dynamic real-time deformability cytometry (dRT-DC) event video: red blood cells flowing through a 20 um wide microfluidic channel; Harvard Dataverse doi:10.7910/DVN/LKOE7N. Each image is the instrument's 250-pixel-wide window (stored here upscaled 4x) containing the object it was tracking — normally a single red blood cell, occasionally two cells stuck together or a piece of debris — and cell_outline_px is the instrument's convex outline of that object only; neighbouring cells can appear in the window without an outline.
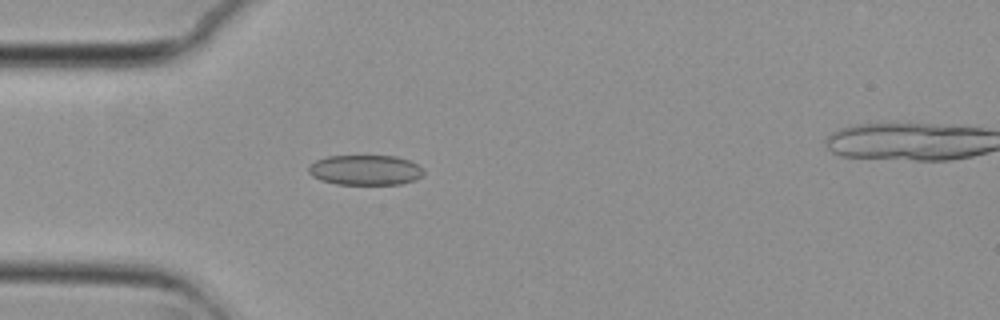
{"species": "common noctule bat (a hibernating species)", "species_latin": "Nyctalus noctula", "temperature_condition": "cold", "stored_images_in_passage": 40, "camera_frame_rate_fps": 3000, "um_per_image_px": 0.085, "animal": {"sex": "female", "body_mass_g": 29.2, "forearm_length_mm": 56.3}, "frame": {"image": 1, "passage_image": 1, "time_ms": 0.0, "image_size_px": [1000, 320], "cell_outline_px": [[424, 172], [416, 180], [400, 184], [336, 184], [320, 180], [312, 176], [308, 172], [308, 168], [316, 160], [328, 156], [396, 156], [408, 160], [416, 164]], "centroid_in_image_um": [31.03, 14.46], "position_along_channel_um": 54.0, "area_um2": 20.06}}
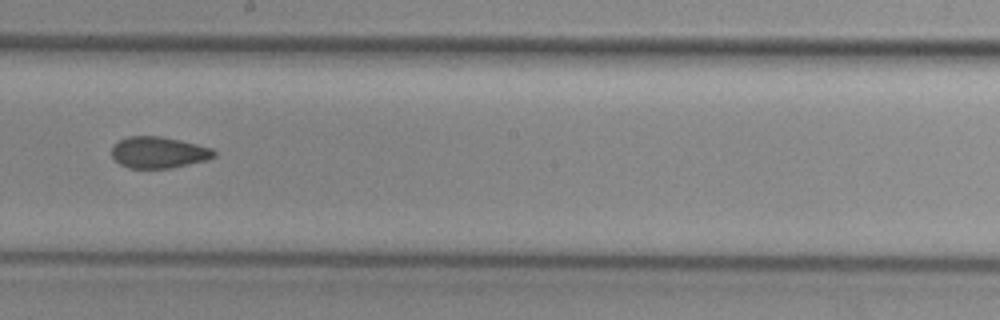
{"frame": {"image": 2, "passage_image": 16, "time_ms": 5.0, "image_size_px": [1000, 320], "cell_outline_px": [[216, 156], [208, 160], [172, 168], [128, 168], [120, 164], [112, 156], [112, 144], [128, 136], [160, 136], [180, 140], [212, 148], [216, 152]], "centroid_in_image_um": [13.49, 12.96], "position_along_channel_um": 234.7, "area_um2": 18.84}}
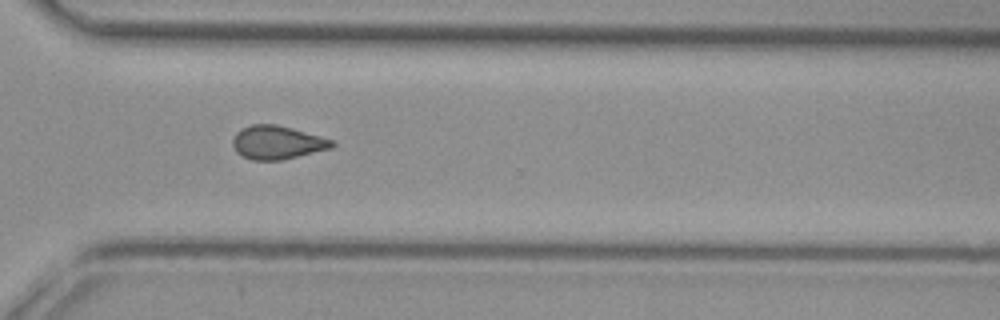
{"frame": {"image": 3, "passage_image": 25, "time_ms": 8.0, "image_size_px": [1000, 320], "cell_outline_px": [[336, 144], [332, 148], [280, 160], [252, 160], [236, 152], [232, 144], [232, 140], [236, 132], [240, 128], [252, 124], [276, 124], [292, 128], [320, 136], [332, 140]], "centroid_in_image_um": [23.54, 12.1], "position_along_channel_um": 347.1, "area_um2": 19.31}, "authors_computed_cell_mechanics": {"area_um2": 19.1029, "velocity_mm_per_s": 3.7463, "shape_relaxation_time_tau1_ms": null, "shape_relaxation_time_tau2_ms": 3.4993, "deformation_change_tau1": null, "deformation_change_tau2": 0.0908}}